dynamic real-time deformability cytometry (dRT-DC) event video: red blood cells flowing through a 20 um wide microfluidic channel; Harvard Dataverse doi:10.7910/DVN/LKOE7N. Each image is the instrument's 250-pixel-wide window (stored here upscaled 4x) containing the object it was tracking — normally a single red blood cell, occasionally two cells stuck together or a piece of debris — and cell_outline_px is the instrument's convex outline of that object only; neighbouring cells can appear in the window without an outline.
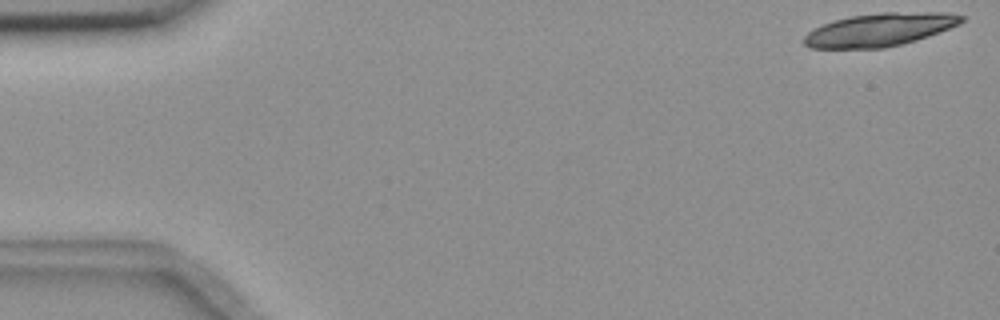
{"species": "common noctule bat (a hibernating species)", "species_latin": "Nyctalus noctula", "temperature_condition": "room temperature", "stored_images_in_passage": 12, "camera_frame_rate_fps": 3000, "um_per_image_px": 0.085, "animal": {"sex": "female", "body_mass_g": 18.4}, "frame": {"image": 1, "passage_image": 1, "time_ms": 0.0, "image_size_px": [1000, 320], "cell_outline_px": [[964, 20], [960, 24], [928, 36], [916, 40], [884, 48], [812, 48], [804, 44], [804, 36], [808, 32], [824, 24], [836, 20], [852, 16], [884, 12], [948, 12], [964, 16]], "centroid_in_image_um": [74.81, 2.52], "position_along_channel_um": 10.2, "area_um2": 30.06}}